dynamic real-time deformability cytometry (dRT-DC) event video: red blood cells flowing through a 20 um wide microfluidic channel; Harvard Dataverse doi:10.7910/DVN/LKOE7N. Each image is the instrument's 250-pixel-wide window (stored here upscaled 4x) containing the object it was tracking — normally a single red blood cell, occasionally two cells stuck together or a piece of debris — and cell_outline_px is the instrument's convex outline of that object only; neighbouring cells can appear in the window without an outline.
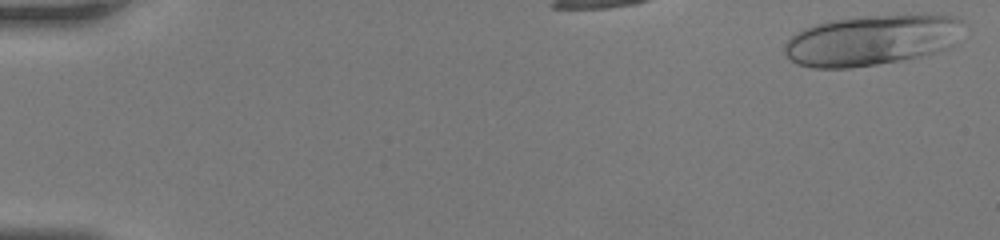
{"species": "human", "species_latin": "Homo sapiens", "temperature_condition": "room temperature", "stored_images_in_passage": 39, "camera_frame_rate_fps": 3000, "um_per_image_px": 0.085, "donor": {"sex": "female"}, "frame": {"image": 1, "passage_image": 1, "time_ms": 0.0, "image_size_px": [1000, 240], "cell_outline_px": [[964, 20], [952, 44], [948, 48], [920, 56], [904, 60], [852, 68], [812, 68], [796, 64], [784, 52], [784, 44], [796, 32], [812, 24], [828, 20], [860, 16], [924, 12], [952, 16]], "centroid_in_image_um": [74.08, 3.38], "position_along_channel_um": 10.9, "area_um2": 53.58}}
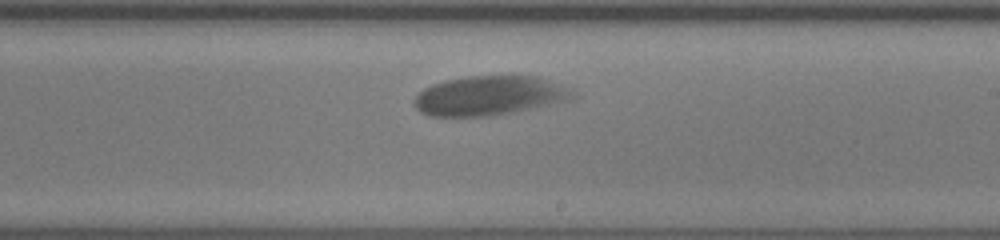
{"frame": {"image": 2, "passage_image": 26, "time_ms": 8.333, "image_size_px": [1000, 240], "cell_outline_px": [[576, 100], [492, 116], [428, 116], [420, 112], [412, 104], [412, 100], [424, 88], [432, 84], [448, 80], [468, 76], [536, 76], [572, 88], [576, 92]], "centroid_in_image_um": [41.65, 8.14], "position_along_channel_um": 247.3, "area_um2": 36.88}}
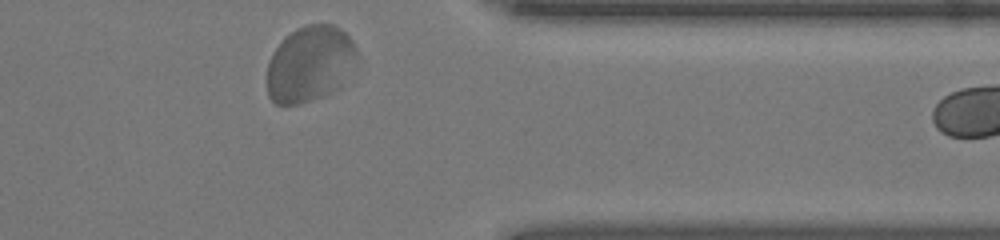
{"frame": {"image": 3, "passage_image": 38, "time_ms": 12.333, "image_size_px": [1000, 240], "cell_outline_px": [[356, 56], [340, 88], [332, 92], [296, 104], [276, 104], [268, 96], [268, 60], [272, 52], [296, 28], [304, 24], [332, 24], [340, 28], [352, 40], [356, 48]], "centroid_in_image_um": [26.32, 5.41], "position_along_channel_um": 385.1, "area_um2": 39.19}}